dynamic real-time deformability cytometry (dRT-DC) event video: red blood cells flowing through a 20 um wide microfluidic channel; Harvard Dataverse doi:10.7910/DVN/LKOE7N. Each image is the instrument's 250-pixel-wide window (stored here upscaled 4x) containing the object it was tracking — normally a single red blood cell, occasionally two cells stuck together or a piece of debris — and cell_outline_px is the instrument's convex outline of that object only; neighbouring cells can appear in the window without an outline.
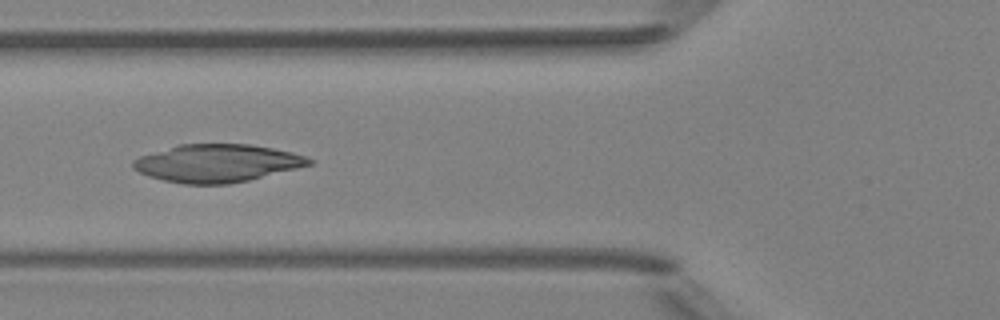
{"species": "Egyptian fruit bat (a non-hibernating species)", "species_latin": "Rousettus aegyptiacus", "temperature_condition": "room temperature", "stored_images_in_passage": 4, "camera_frame_rate_fps": 3000, "um_per_image_px": 0.085, "animal": {"sex": "female"}, "frame": {"image": 1, "passage_image": 4, "time_ms": 3.333, "image_size_px": [1000, 320], "cell_outline_px": [[316, 160], [312, 164], [248, 180], [228, 184], [184, 184], [164, 180], [148, 176], [132, 168], [132, 160], [140, 156], [176, 144], [248, 144], [272, 148], [292, 152], [308, 156]], "centroid_in_image_um": [18.44, 13.86], "position_along_channel_um": 107.4, "area_um2": 38.78}}